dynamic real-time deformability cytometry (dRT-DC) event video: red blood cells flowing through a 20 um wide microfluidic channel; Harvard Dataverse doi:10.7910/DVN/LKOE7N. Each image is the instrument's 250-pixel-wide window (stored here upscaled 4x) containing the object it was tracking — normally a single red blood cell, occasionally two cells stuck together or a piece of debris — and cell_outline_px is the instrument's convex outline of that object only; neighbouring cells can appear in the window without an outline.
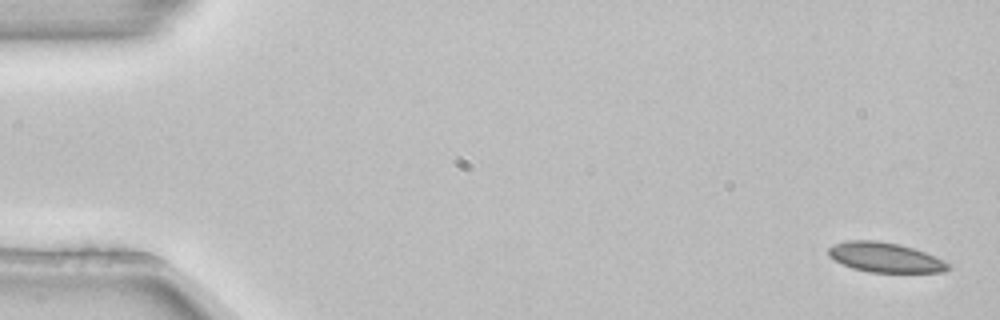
{"species": "common noctule bat (a hibernating species)", "species_latin": "Nyctalus noctula", "temperature_condition": "room temperature", "stored_images_in_passage": 4, "camera_frame_rate_fps": 3000, "um_per_image_px": 0.085, "animal": {"sex": "female", "body_mass_g": 22.7, "forearm_length_mm": 54.2}, "frame": {"image": 1, "passage_image": 1, "time_ms": 0.0, "image_size_px": [1000, 320], "cell_outline_px": [[952, 268], [944, 272], [868, 272], [852, 268], [828, 256], [828, 248], [832, 244], [848, 240], [876, 240], [900, 244], [924, 252], [948, 264]], "centroid_in_image_um": [75.18, 21.87], "position_along_channel_um": 9.8, "area_um2": 20.58}}